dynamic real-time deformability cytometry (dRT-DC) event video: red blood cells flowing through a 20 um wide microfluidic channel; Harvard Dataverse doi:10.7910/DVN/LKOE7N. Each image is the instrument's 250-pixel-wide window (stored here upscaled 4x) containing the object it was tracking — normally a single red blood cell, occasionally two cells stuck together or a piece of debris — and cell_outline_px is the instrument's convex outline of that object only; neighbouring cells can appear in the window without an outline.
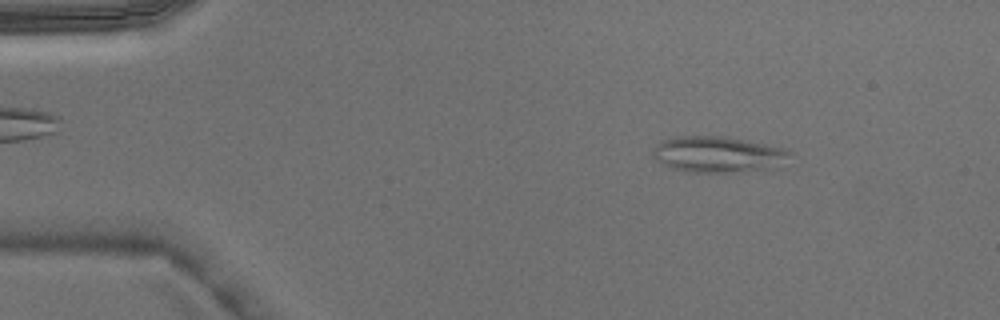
{"species": "Egyptian fruit bat (a non-hibernating species)", "species_latin": "Rousettus aegyptiacus", "temperature_condition": "warm", "stored_images_in_passage": 3, "camera_frame_rate_fps": 3000, "um_per_image_px": 0.085, "animal": {"sex": "male"}, "frame": {"image": 1, "passage_image": 1, "time_ms": 0.0, "image_size_px": [1000, 320], "cell_outline_px": [[792, 152], [768, 168], [740, 172], [688, 172], [672, 168], [656, 160], [652, 156], [652, 152], [656, 144], [664, 140], [676, 136], [724, 136], [788, 148]], "centroid_in_image_um": [60.93, 13.1], "position_along_channel_um": 24.1, "area_um2": 28.32}}